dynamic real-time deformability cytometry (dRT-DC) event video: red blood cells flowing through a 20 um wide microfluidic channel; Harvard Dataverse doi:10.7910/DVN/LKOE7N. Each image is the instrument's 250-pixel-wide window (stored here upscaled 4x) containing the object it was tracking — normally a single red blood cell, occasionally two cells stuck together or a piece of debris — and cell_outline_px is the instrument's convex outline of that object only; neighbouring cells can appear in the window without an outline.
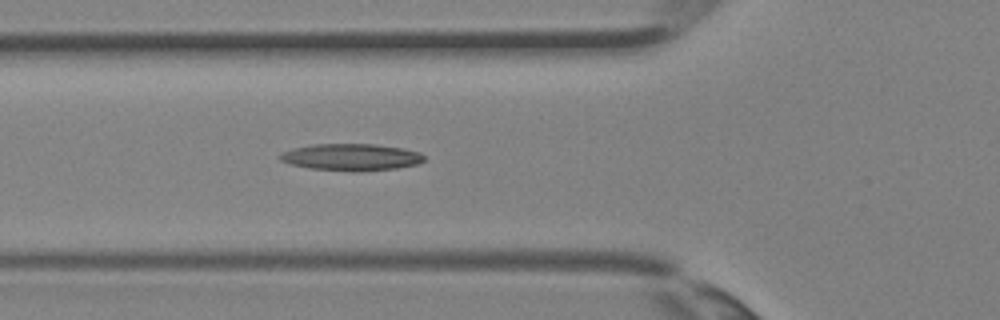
{"species": "Egyptian fruit bat (a non-hibernating species)", "species_latin": "Rousettus aegyptiacus", "temperature_condition": "room temperature", "stored_images_in_passage": 24, "camera_frame_rate_fps": 3000, "um_per_image_px": 0.085, "animal": {"sex": "female"}, "frame": {"image": 1, "passage_image": 2, "time_ms": 0.333, "image_size_px": [1000, 320], "cell_outline_px": [[424, 160], [416, 164], [396, 168], [312, 168], [292, 164], [280, 160], [276, 156], [292, 148], [312, 144], [376, 144], [404, 148], [420, 152], [424, 156]], "centroid_in_image_um": [29.84, 13.29], "position_along_channel_um": 96.0, "area_um2": 21.33}}
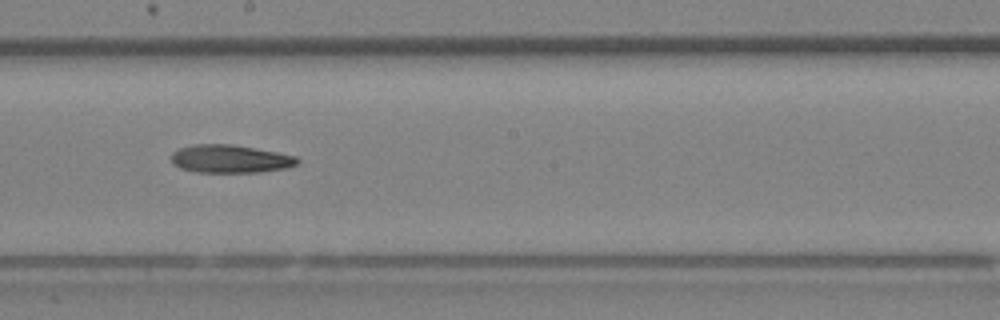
{"frame": {"image": 2, "passage_image": 9, "time_ms": 2.667, "image_size_px": [1000, 320], "cell_outline_px": [[300, 160], [296, 164], [288, 168], [260, 172], [196, 172], [180, 168], [172, 164], [172, 152], [180, 148], [192, 144], [232, 144], [276, 152], [296, 156]], "centroid_in_image_um": [19.55, 13.5], "position_along_channel_um": 228.6, "area_um2": 20.63}}
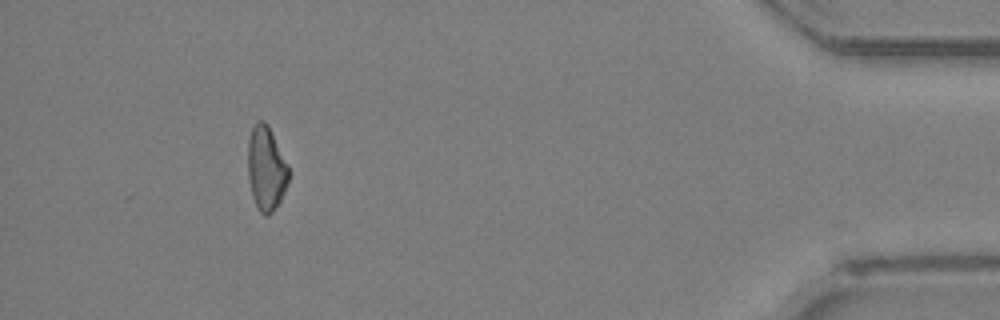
{"frame": {"image": 3, "passage_image": 22, "time_ms": 7.0, "image_size_px": [1000, 320], "cell_outline_px": [[288, 180], [284, 192], [280, 200], [272, 212], [268, 216], [264, 216], [260, 212], [252, 196], [248, 176], [248, 140], [252, 128], [256, 120], [264, 120], [268, 124], [288, 164]], "centroid_in_image_um": [22.61, 14.29], "position_along_channel_um": 412.6, "area_um2": 20.0}}